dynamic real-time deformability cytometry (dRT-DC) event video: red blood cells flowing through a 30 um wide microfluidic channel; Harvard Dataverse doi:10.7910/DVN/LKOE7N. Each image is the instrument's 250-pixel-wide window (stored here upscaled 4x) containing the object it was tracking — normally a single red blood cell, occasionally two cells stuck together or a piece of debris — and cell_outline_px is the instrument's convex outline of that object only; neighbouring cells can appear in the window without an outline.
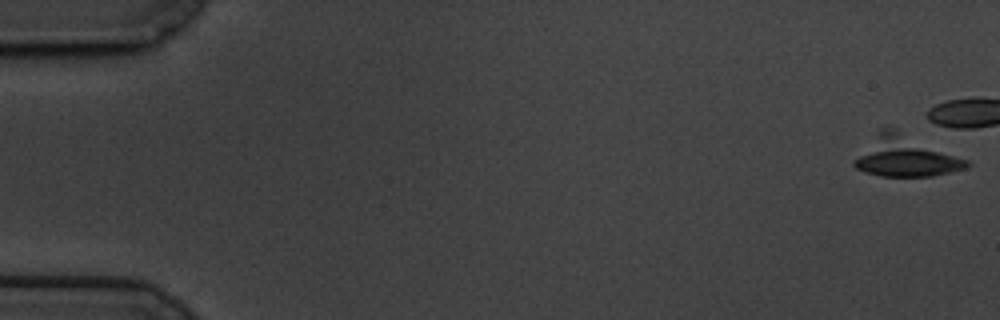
{"species": "common noctule bat (a hibernating species)", "species_latin": "Nyctalus noctula", "temperature_condition": "cold", "stored_images_in_passage": 60, "camera_frame_rate_fps": 3000, "um_per_image_px": 0.085, "animal": {"sex": "male", "body_mass_g": 19.5, "forearm_length_mm": 54.6}, "frame": {"image": 1, "passage_image": 1, "time_ms": 0.0, "image_size_px": [1000, 320], "cell_outline_px": [[972, 164], [964, 168], [932, 176], [880, 176], [864, 172], [856, 168], [852, 164], [852, 160], [876, 132], [880, 128], [896, 128], [968, 160]], "centroid_in_image_um": [76.92, 13.27], "position_along_channel_um": 8.1, "area_um2": 26.76}}
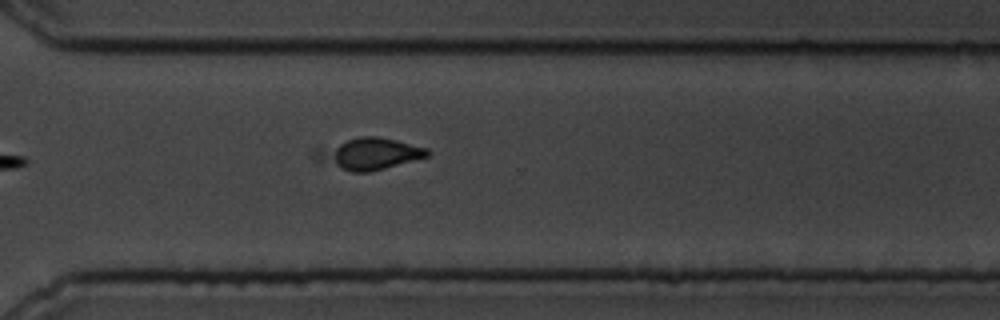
{"frame": {"image": 2, "passage_image": 46, "time_ms": 15.0, "image_size_px": [1000, 320], "cell_outline_px": [[432, 152], [428, 156], [384, 168], [368, 172], [352, 172], [316, 160], [312, 156], [312, 148], [360, 136], [376, 136], [396, 140], [428, 148]], "centroid_in_image_um": [31.3, 13.05], "position_along_channel_um": 339.3, "area_um2": 20.69}}